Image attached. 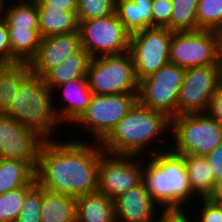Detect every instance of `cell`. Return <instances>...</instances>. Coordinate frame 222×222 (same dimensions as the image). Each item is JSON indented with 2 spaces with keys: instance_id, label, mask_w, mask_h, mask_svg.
<instances>
[{
  "instance_id": "cell-5",
  "label": "cell",
  "mask_w": 222,
  "mask_h": 222,
  "mask_svg": "<svg viewBox=\"0 0 222 222\" xmlns=\"http://www.w3.org/2000/svg\"><path fill=\"white\" fill-rule=\"evenodd\" d=\"M169 131L173 133L170 137L173 141L167 149L178 155L206 157L222 142V124L206 112L172 118Z\"/></svg>"
},
{
  "instance_id": "cell-39",
  "label": "cell",
  "mask_w": 222,
  "mask_h": 222,
  "mask_svg": "<svg viewBox=\"0 0 222 222\" xmlns=\"http://www.w3.org/2000/svg\"><path fill=\"white\" fill-rule=\"evenodd\" d=\"M186 210L187 209L184 211H164V209H161V215L159 214L156 222H193V219L191 220L188 216L190 211L186 212Z\"/></svg>"
},
{
  "instance_id": "cell-38",
  "label": "cell",
  "mask_w": 222,
  "mask_h": 222,
  "mask_svg": "<svg viewBox=\"0 0 222 222\" xmlns=\"http://www.w3.org/2000/svg\"><path fill=\"white\" fill-rule=\"evenodd\" d=\"M206 113L222 124V85L213 94Z\"/></svg>"
},
{
  "instance_id": "cell-27",
  "label": "cell",
  "mask_w": 222,
  "mask_h": 222,
  "mask_svg": "<svg viewBox=\"0 0 222 222\" xmlns=\"http://www.w3.org/2000/svg\"><path fill=\"white\" fill-rule=\"evenodd\" d=\"M12 5V6H11ZM2 9L0 15L6 21L8 28L22 30H39L38 3L13 5Z\"/></svg>"
},
{
  "instance_id": "cell-22",
  "label": "cell",
  "mask_w": 222,
  "mask_h": 222,
  "mask_svg": "<svg viewBox=\"0 0 222 222\" xmlns=\"http://www.w3.org/2000/svg\"><path fill=\"white\" fill-rule=\"evenodd\" d=\"M188 173L190 188L196 198H210L215 190L216 180L214 179L211 167L206 157L192 154L182 155Z\"/></svg>"
},
{
  "instance_id": "cell-34",
  "label": "cell",
  "mask_w": 222,
  "mask_h": 222,
  "mask_svg": "<svg viewBox=\"0 0 222 222\" xmlns=\"http://www.w3.org/2000/svg\"><path fill=\"white\" fill-rule=\"evenodd\" d=\"M172 14V0H153V27H167Z\"/></svg>"
},
{
  "instance_id": "cell-6",
  "label": "cell",
  "mask_w": 222,
  "mask_h": 222,
  "mask_svg": "<svg viewBox=\"0 0 222 222\" xmlns=\"http://www.w3.org/2000/svg\"><path fill=\"white\" fill-rule=\"evenodd\" d=\"M87 80L95 95L139 93V81L129 51L91 58Z\"/></svg>"
},
{
  "instance_id": "cell-35",
  "label": "cell",
  "mask_w": 222,
  "mask_h": 222,
  "mask_svg": "<svg viewBox=\"0 0 222 222\" xmlns=\"http://www.w3.org/2000/svg\"><path fill=\"white\" fill-rule=\"evenodd\" d=\"M0 65H12V48L6 21L0 15Z\"/></svg>"
},
{
  "instance_id": "cell-9",
  "label": "cell",
  "mask_w": 222,
  "mask_h": 222,
  "mask_svg": "<svg viewBox=\"0 0 222 222\" xmlns=\"http://www.w3.org/2000/svg\"><path fill=\"white\" fill-rule=\"evenodd\" d=\"M137 101L138 94H93L86 111L73 126H84L88 136L95 137L93 140L100 143Z\"/></svg>"
},
{
  "instance_id": "cell-10",
  "label": "cell",
  "mask_w": 222,
  "mask_h": 222,
  "mask_svg": "<svg viewBox=\"0 0 222 222\" xmlns=\"http://www.w3.org/2000/svg\"><path fill=\"white\" fill-rule=\"evenodd\" d=\"M172 35L166 27H149L130 35L129 53L139 82L169 63Z\"/></svg>"
},
{
  "instance_id": "cell-13",
  "label": "cell",
  "mask_w": 222,
  "mask_h": 222,
  "mask_svg": "<svg viewBox=\"0 0 222 222\" xmlns=\"http://www.w3.org/2000/svg\"><path fill=\"white\" fill-rule=\"evenodd\" d=\"M221 86L220 65L185 69L179 92L178 116L205 113L213 94Z\"/></svg>"
},
{
  "instance_id": "cell-32",
  "label": "cell",
  "mask_w": 222,
  "mask_h": 222,
  "mask_svg": "<svg viewBox=\"0 0 222 222\" xmlns=\"http://www.w3.org/2000/svg\"><path fill=\"white\" fill-rule=\"evenodd\" d=\"M42 186L36 183L25 196L24 204L15 222H40Z\"/></svg>"
},
{
  "instance_id": "cell-24",
  "label": "cell",
  "mask_w": 222,
  "mask_h": 222,
  "mask_svg": "<svg viewBox=\"0 0 222 222\" xmlns=\"http://www.w3.org/2000/svg\"><path fill=\"white\" fill-rule=\"evenodd\" d=\"M38 18L42 38L78 31L79 22L76 12L38 9Z\"/></svg>"
},
{
  "instance_id": "cell-23",
  "label": "cell",
  "mask_w": 222,
  "mask_h": 222,
  "mask_svg": "<svg viewBox=\"0 0 222 222\" xmlns=\"http://www.w3.org/2000/svg\"><path fill=\"white\" fill-rule=\"evenodd\" d=\"M35 179V169L27 162L0 159V195L27 186Z\"/></svg>"
},
{
  "instance_id": "cell-15",
  "label": "cell",
  "mask_w": 222,
  "mask_h": 222,
  "mask_svg": "<svg viewBox=\"0 0 222 222\" xmlns=\"http://www.w3.org/2000/svg\"><path fill=\"white\" fill-rule=\"evenodd\" d=\"M81 48L79 31L42 38L36 56L29 63L31 72L43 77Z\"/></svg>"
},
{
  "instance_id": "cell-36",
  "label": "cell",
  "mask_w": 222,
  "mask_h": 222,
  "mask_svg": "<svg viewBox=\"0 0 222 222\" xmlns=\"http://www.w3.org/2000/svg\"><path fill=\"white\" fill-rule=\"evenodd\" d=\"M38 9H56L77 12V0H36Z\"/></svg>"
},
{
  "instance_id": "cell-20",
  "label": "cell",
  "mask_w": 222,
  "mask_h": 222,
  "mask_svg": "<svg viewBox=\"0 0 222 222\" xmlns=\"http://www.w3.org/2000/svg\"><path fill=\"white\" fill-rule=\"evenodd\" d=\"M91 56L83 48L68 57L62 64L49 70L44 76L45 85L53 91L62 83L87 78V71Z\"/></svg>"
},
{
  "instance_id": "cell-21",
  "label": "cell",
  "mask_w": 222,
  "mask_h": 222,
  "mask_svg": "<svg viewBox=\"0 0 222 222\" xmlns=\"http://www.w3.org/2000/svg\"><path fill=\"white\" fill-rule=\"evenodd\" d=\"M40 222H76V198L42 187Z\"/></svg>"
},
{
  "instance_id": "cell-29",
  "label": "cell",
  "mask_w": 222,
  "mask_h": 222,
  "mask_svg": "<svg viewBox=\"0 0 222 222\" xmlns=\"http://www.w3.org/2000/svg\"><path fill=\"white\" fill-rule=\"evenodd\" d=\"M36 183L35 178L27 186L0 195V222H15L24 204L26 193Z\"/></svg>"
},
{
  "instance_id": "cell-12",
  "label": "cell",
  "mask_w": 222,
  "mask_h": 222,
  "mask_svg": "<svg viewBox=\"0 0 222 222\" xmlns=\"http://www.w3.org/2000/svg\"><path fill=\"white\" fill-rule=\"evenodd\" d=\"M104 153L99 161L97 191L111 199L142 182L143 157ZM142 159V160H141Z\"/></svg>"
},
{
  "instance_id": "cell-25",
  "label": "cell",
  "mask_w": 222,
  "mask_h": 222,
  "mask_svg": "<svg viewBox=\"0 0 222 222\" xmlns=\"http://www.w3.org/2000/svg\"><path fill=\"white\" fill-rule=\"evenodd\" d=\"M12 48V65L30 63L41 44L40 30L8 28Z\"/></svg>"
},
{
  "instance_id": "cell-18",
  "label": "cell",
  "mask_w": 222,
  "mask_h": 222,
  "mask_svg": "<svg viewBox=\"0 0 222 222\" xmlns=\"http://www.w3.org/2000/svg\"><path fill=\"white\" fill-rule=\"evenodd\" d=\"M76 222H116L113 199L99 191L76 198Z\"/></svg>"
},
{
  "instance_id": "cell-16",
  "label": "cell",
  "mask_w": 222,
  "mask_h": 222,
  "mask_svg": "<svg viewBox=\"0 0 222 222\" xmlns=\"http://www.w3.org/2000/svg\"><path fill=\"white\" fill-rule=\"evenodd\" d=\"M116 222H156V203L143 182L113 200ZM156 215V216H155Z\"/></svg>"
},
{
  "instance_id": "cell-31",
  "label": "cell",
  "mask_w": 222,
  "mask_h": 222,
  "mask_svg": "<svg viewBox=\"0 0 222 222\" xmlns=\"http://www.w3.org/2000/svg\"><path fill=\"white\" fill-rule=\"evenodd\" d=\"M116 0H77L78 22L110 16L115 13Z\"/></svg>"
},
{
  "instance_id": "cell-37",
  "label": "cell",
  "mask_w": 222,
  "mask_h": 222,
  "mask_svg": "<svg viewBox=\"0 0 222 222\" xmlns=\"http://www.w3.org/2000/svg\"><path fill=\"white\" fill-rule=\"evenodd\" d=\"M211 167L214 179L217 181L222 177V142L206 156Z\"/></svg>"
},
{
  "instance_id": "cell-8",
  "label": "cell",
  "mask_w": 222,
  "mask_h": 222,
  "mask_svg": "<svg viewBox=\"0 0 222 222\" xmlns=\"http://www.w3.org/2000/svg\"><path fill=\"white\" fill-rule=\"evenodd\" d=\"M185 69L168 63L139 82L138 101L145 107L166 114L170 119L178 116L179 92Z\"/></svg>"
},
{
  "instance_id": "cell-7",
  "label": "cell",
  "mask_w": 222,
  "mask_h": 222,
  "mask_svg": "<svg viewBox=\"0 0 222 222\" xmlns=\"http://www.w3.org/2000/svg\"><path fill=\"white\" fill-rule=\"evenodd\" d=\"M78 31L81 46L91 58L129 51L131 34L125 29L116 12L110 16L81 21Z\"/></svg>"
},
{
  "instance_id": "cell-14",
  "label": "cell",
  "mask_w": 222,
  "mask_h": 222,
  "mask_svg": "<svg viewBox=\"0 0 222 222\" xmlns=\"http://www.w3.org/2000/svg\"><path fill=\"white\" fill-rule=\"evenodd\" d=\"M43 139L4 112H0V159L29 163L35 170Z\"/></svg>"
},
{
  "instance_id": "cell-42",
  "label": "cell",
  "mask_w": 222,
  "mask_h": 222,
  "mask_svg": "<svg viewBox=\"0 0 222 222\" xmlns=\"http://www.w3.org/2000/svg\"><path fill=\"white\" fill-rule=\"evenodd\" d=\"M218 41V60L219 64H222V30L217 31Z\"/></svg>"
},
{
  "instance_id": "cell-17",
  "label": "cell",
  "mask_w": 222,
  "mask_h": 222,
  "mask_svg": "<svg viewBox=\"0 0 222 222\" xmlns=\"http://www.w3.org/2000/svg\"><path fill=\"white\" fill-rule=\"evenodd\" d=\"M57 89L66 102L62 103L63 107L56 106L57 100L56 103H53L57 118L62 125H73L86 111L93 96L88 80L87 78H79L62 83L54 88L53 95L57 93Z\"/></svg>"
},
{
  "instance_id": "cell-28",
  "label": "cell",
  "mask_w": 222,
  "mask_h": 222,
  "mask_svg": "<svg viewBox=\"0 0 222 222\" xmlns=\"http://www.w3.org/2000/svg\"><path fill=\"white\" fill-rule=\"evenodd\" d=\"M198 0H172L170 23L166 27L172 32L200 30L197 25Z\"/></svg>"
},
{
  "instance_id": "cell-11",
  "label": "cell",
  "mask_w": 222,
  "mask_h": 222,
  "mask_svg": "<svg viewBox=\"0 0 222 222\" xmlns=\"http://www.w3.org/2000/svg\"><path fill=\"white\" fill-rule=\"evenodd\" d=\"M169 63L184 69L219 65L217 31L173 32Z\"/></svg>"
},
{
  "instance_id": "cell-43",
  "label": "cell",
  "mask_w": 222,
  "mask_h": 222,
  "mask_svg": "<svg viewBox=\"0 0 222 222\" xmlns=\"http://www.w3.org/2000/svg\"><path fill=\"white\" fill-rule=\"evenodd\" d=\"M221 68V85H222V64H219Z\"/></svg>"
},
{
  "instance_id": "cell-4",
  "label": "cell",
  "mask_w": 222,
  "mask_h": 222,
  "mask_svg": "<svg viewBox=\"0 0 222 222\" xmlns=\"http://www.w3.org/2000/svg\"><path fill=\"white\" fill-rule=\"evenodd\" d=\"M53 98L43 77L30 72L21 82L13 102L4 113L34 131L44 141L56 140L54 131L62 124L54 110Z\"/></svg>"
},
{
  "instance_id": "cell-41",
  "label": "cell",
  "mask_w": 222,
  "mask_h": 222,
  "mask_svg": "<svg viewBox=\"0 0 222 222\" xmlns=\"http://www.w3.org/2000/svg\"><path fill=\"white\" fill-rule=\"evenodd\" d=\"M35 0H18L17 2L14 3V5H23V4H29L32 3ZM10 6V3L8 5L7 0H0V11L2 9L8 8Z\"/></svg>"
},
{
  "instance_id": "cell-26",
  "label": "cell",
  "mask_w": 222,
  "mask_h": 222,
  "mask_svg": "<svg viewBox=\"0 0 222 222\" xmlns=\"http://www.w3.org/2000/svg\"><path fill=\"white\" fill-rule=\"evenodd\" d=\"M30 72L29 63L0 65V112L11 105L21 82Z\"/></svg>"
},
{
  "instance_id": "cell-3",
  "label": "cell",
  "mask_w": 222,
  "mask_h": 222,
  "mask_svg": "<svg viewBox=\"0 0 222 222\" xmlns=\"http://www.w3.org/2000/svg\"><path fill=\"white\" fill-rule=\"evenodd\" d=\"M148 158L146 163L143 159L142 182L153 201L160 205L158 209L184 211V206L195 199L184 157L166 149Z\"/></svg>"
},
{
  "instance_id": "cell-1",
  "label": "cell",
  "mask_w": 222,
  "mask_h": 222,
  "mask_svg": "<svg viewBox=\"0 0 222 222\" xmlns=\"http://www.w3.org/2000/svg\"><path fill=\"white\" fill-rule=\"evenodd\" d=\"M64 140L43 141L36 182L46 190L75 198L97 191L99 161L105 153L100 143Z\"/></svg>"
},
{
  "instance_id": "cell-33",
  "label": "cell",
  "mask_w": 222,
  "mask_h": 222,
  "mask_svg": "<svg viewBox=\"0 0 222 222\" xmlns=\"http://www.w3.org/2000/svg\"><path fill=\"white\" fill-rule=\"evenodd\" d=\"M201 201L197 221L199 222H222V205L210 198H199ZM194 220V222H197Z\"/></svg>"
},
{
  "instance_id": "cell-19",
  "label": "cell",
  "mask_w": 222,
  "mask_h": 222,
  "mask_svg": "<svg viewBox=\"0 0 222 222\" xmlns=\"http://www.w3.org/2000/svg\"><path fill=\"white\" fill-rule=\"evenodd\" d=\"M152 1L116 0L115 12L130 34L153 27Z\"/></svg>"
},
{
  "instance_id": "cell-40",
  "label": "cell",
  "mask_w": 222,
  "mask_h": 222,
  "mask_svg": "<svg viewBox=\"0 0 222 222\" xmlns=\"http://www.w3.org/2000/svg\"><path fill=\"white\" fill-rule=\"evenodd\" d=\"M214 202L222 205V177L217 180L215 190L210 197Z\"/></svg>"
},
{
  "instance_id": "cell-30",
  "label": "cell",
  "mask_w": 222,
  "mask_h": 222,
  "mask_svg": "<svg viewBox=\"0 0 222 222\" xmlns=\"http://www.w3.org/2000/svg\"><path fill=\"white\" fill-rule=\"evenodd\" d=\"M197 25L201 30H222V0H198Z\"/></svg>"
},
{
  "instance_id": "cell-2",
  "label": "cell",
  "mask_w": 222,
  "mask_h": 222,
  "mask_svg": "<svg viewBox=\"0 0 222 222\" xmlns=\"http://www.w3.org/2000/svg\"><path fill=\"white\" fill-rule=\"evenodd\" d=\"M171 129V119L164 113L143 106L137 101L128 114L118 122L111 132L100 142L105 153L114 155L143 156L144 153L152 156L159 150L150 143L157 141ZM155 140V141H154ZM147 151V152H146ZM144 152V153H143Z\"/></svg>"
}]
</instances>
